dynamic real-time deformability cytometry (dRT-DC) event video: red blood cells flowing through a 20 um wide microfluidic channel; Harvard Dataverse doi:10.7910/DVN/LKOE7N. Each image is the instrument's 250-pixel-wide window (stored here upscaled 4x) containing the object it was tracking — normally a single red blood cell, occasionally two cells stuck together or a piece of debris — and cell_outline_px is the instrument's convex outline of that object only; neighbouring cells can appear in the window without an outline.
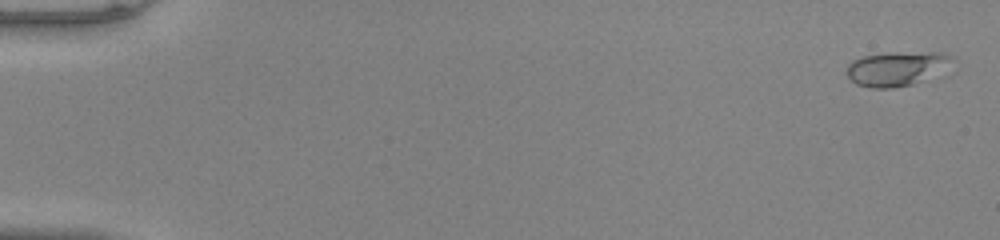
{"species": "common noctule bat (a hibernating species)", "species_latin": "Nyctalus noctula", "temperature_condition": "warm", "stored_images_in_passage": 52, "camera_frame_rate_fps": 3000, "um_per_image_px": 0.085, "animal": {"sex": "male", "body_mass_g": 20.0, "forearm_length_mm": 53.3}, "frame": {"image": 1, "passage_image": 2, "time_ms": 0.333, "image_size_px": [1000, 240], "cell_outline_px": [[956, 60], [912, 84], [892, 88], [872, 88], [856, 84], [844, 72], [848, 64], [852, 60], [864, 56], [892, 52], [944, 52], [956, 56]], "centroid_in_image_um": [76.15, 5.8], "position_along_channel_um": 8.8, "area_um2": 20.81}}
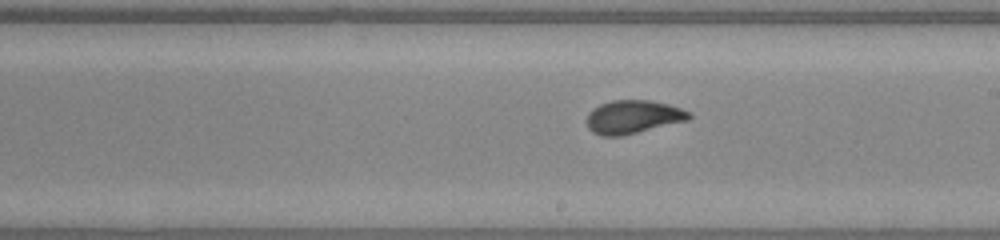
{"frame": {"image": 2, "passage_image": 31, "time_ms": 10.0, "image_size_px": [1000, 240], "cell_outline_px": [[692, 116], [688, 120], [620, 136], [600, 136], [592, 132], [588, 128], [588, 112], [592, 108], [600, 104], [612, 100], [648, 100], [668, 104], [692, 112]], "centroid_in_image_um": [53.8, 9.93], "position_along_channel_um": 235.2, "area_um2": 19.83}}
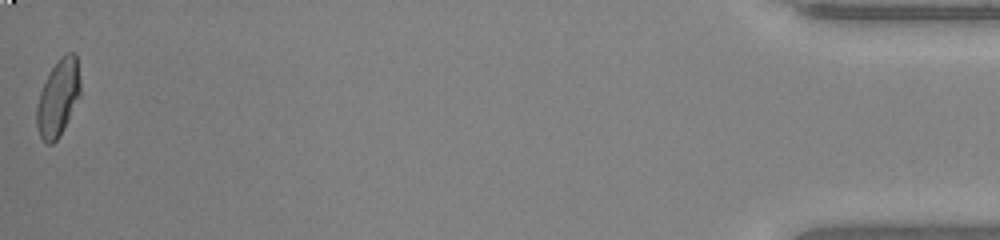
{"frame": {"image": 3, "passage_image": 52, "time_ms": 17.0, "image_size_px": [1000, 240], "cell_outline_px": [[80, 96], [56, 140], [52, 144], [48, 144], [40, 136], [36, 124], [36, 108], [40, 92], [52, 68], [60, 56], [68, 52], [76, 52], [80, 80]], "centroid_in_image_um": [4.95, 8.27], "position_along_channel_um": 430.3, "area_um2": 19.13}, "authors_computed_cell_mechanics": {"area_um2": 19.4786, "velocity_mm_per_s": 4.0709, "shape_relaxation_time_tau1_ms": 4.449, "shape_relaxation_time_tau2_ms": null, "deformation_change_tau1": 0.1882, "deformation_change_tau2": null}}